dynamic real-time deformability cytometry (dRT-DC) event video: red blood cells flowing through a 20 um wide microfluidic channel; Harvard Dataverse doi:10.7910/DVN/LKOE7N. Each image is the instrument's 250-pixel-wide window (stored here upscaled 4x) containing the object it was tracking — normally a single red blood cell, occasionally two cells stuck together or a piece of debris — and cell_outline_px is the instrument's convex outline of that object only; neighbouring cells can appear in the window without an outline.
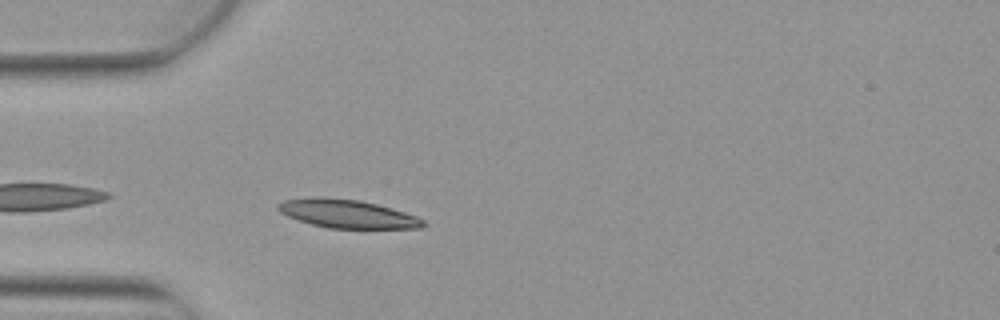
{"species": "Egyptian fruit bat (a non-hibernating species)", "species_latin": "Rousettus aegyptiacus", "temperature_condition": "warm", "stored_images_in_passage": 4, "camera_frame_rate_fps": 3000, "um_per_image_px": 0.085, "animal": {"sex": "female"}, "frame": {"image": 1, "passage_image": 4, "time_ms": 1.0, "image_size_px": [1000, 320], "cell_outline_px": [[428, 224], [420, 228], [328, 228], [312, 224], [288, 216], [280, 212], [276, 208], [276, 204], [284, 200], [316, 196], [320, 196], [360, 200], [392, 208], [416, 216], [424, 220]], "centroid_in_image_um": [29.51, 18.16], "position_along_channel_um": 55.5, "area_um2": 24.04}}